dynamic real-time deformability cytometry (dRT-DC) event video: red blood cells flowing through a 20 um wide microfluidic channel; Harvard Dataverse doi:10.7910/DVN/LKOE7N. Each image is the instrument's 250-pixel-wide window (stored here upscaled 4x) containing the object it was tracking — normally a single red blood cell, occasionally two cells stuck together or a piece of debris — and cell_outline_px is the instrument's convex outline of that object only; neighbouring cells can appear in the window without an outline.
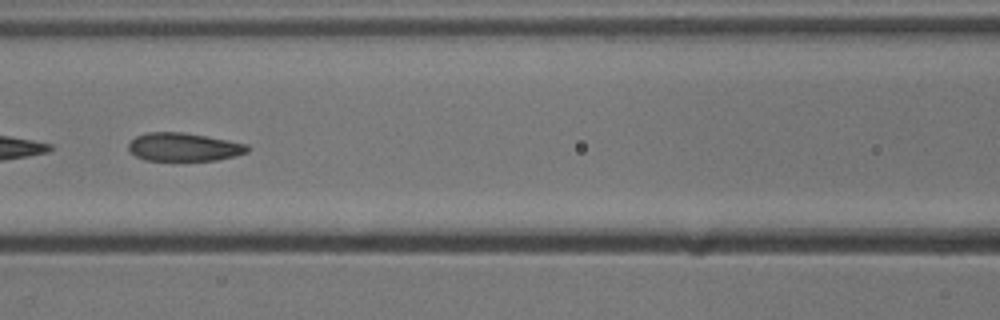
{"species": "common noctule bat (a hibernating species)", "species_latin": "Nyctalus noctula", "temperature_condition": "cold", "stored_images_in_passage": 51, "camera_frame_rate_fps": 3000, "um_per_image_px": 0.085, "animal": {"sex": "male", "body_mass_g": 13.3}, "frame": {"image": 1, "passage_image": 23, "time_ms": 7.333, "image_size_px": [1000, 320], "cell_outline_px": [[252, 148], [248, 152], [236, 156], [216, 160], [144, 160], [128, 152], [128, 144], [136, 136], [148, 132], [184, 132], [228, 140], [248, 144]], "centroid_in_image_um": [15.64, 12.49], "position_along_channel_um": 151.0, "area_um2": 19.77}}
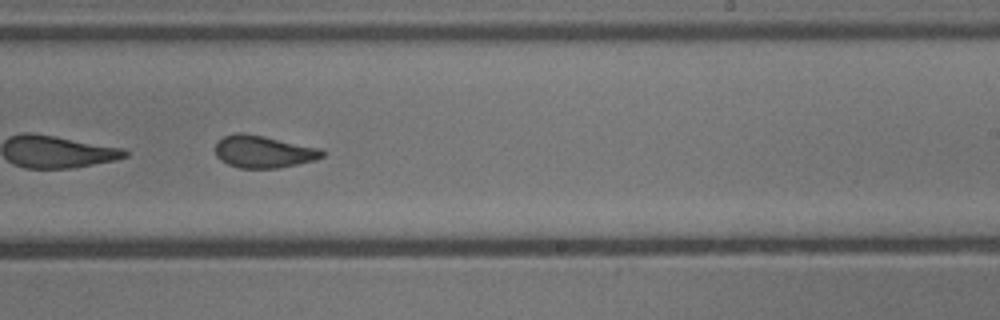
{"frame": {"image": 2, "passage_image": 32, "time_ms": 10.333, "image_size_px": [1000, 320], "cell_outline_px": [[324, 156], [316, 160], [276, 168], [240, 168], [228, 164], [220, 160], [216, 156], [216, 140], [224, 136], [236, 132], [244, 132], [264, 136], [320, 148], [324, 152]], "centroid_in_image_um": [22.36, 12.88], "position_along_channel_um": 266.6, "area_um2": 20.17}}
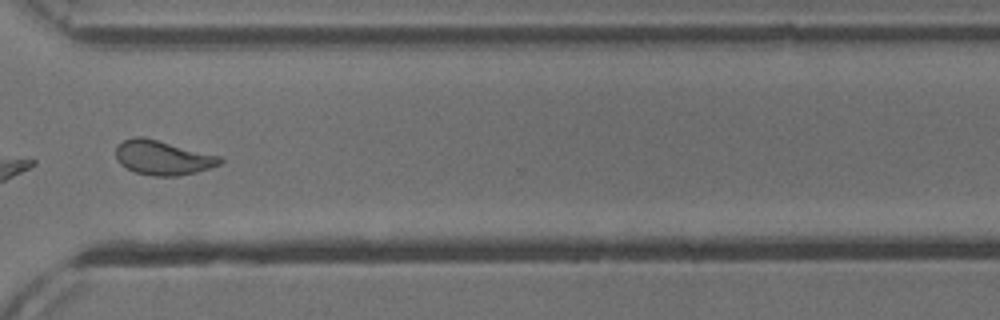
{"frame": {"image": 3, "passage_image": 39, "time_ms": 12.667, "image_size_px": [1000, 320], "cell_outline_px": [[224, 160], [220, 164], [196, 172], [176, 176], [152, 176], [136, 172], [120, 164], [116, 160], [116, 148], [124, 140], [132, 136], [144, 136], [220, 156]], "centroid_in_image_um": [13.82, 13.39], "position_along_channel_um": 356.8, "area_um2": 20.87}, "authors_computed_cell_mechanics": {"area_um2": 21.0392, "velocity_mm_per_s": 3.8666, "shape_relaxation_time_tau1_ms": 6.3015, "shape_relaxation_time_tau2_ms": 1.5695, "deformation_change_tau1": 0.1573, "deformation_change_tau2": 0.0875}}